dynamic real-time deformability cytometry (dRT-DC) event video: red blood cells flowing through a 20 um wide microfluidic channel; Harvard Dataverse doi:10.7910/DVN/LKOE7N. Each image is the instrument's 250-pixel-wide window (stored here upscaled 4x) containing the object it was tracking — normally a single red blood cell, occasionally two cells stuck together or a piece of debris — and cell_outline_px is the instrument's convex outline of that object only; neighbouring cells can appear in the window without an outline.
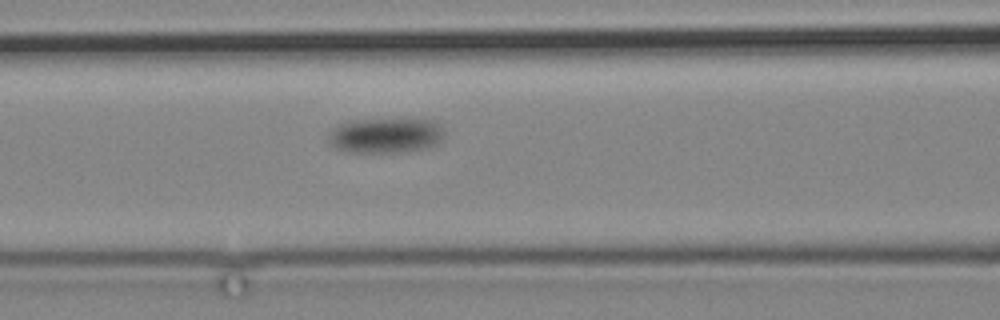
{"species": "common noctule bat (a hibernating species)", "species_latin": "Nyctalus noctula", "temperature_condition": "cold", "stored_images_in_passage": 5, "camera_frame_rate_fps": 3000, "um_per_image_px": 0.085, "animal": {"sex": "male", "body_mass_g": 19.2, "forearm_length_mm": 51.8}, "frame": {"image": 1, "passage_image": 5, "time_ms": 5.667, "image_size_px": [1000, 320], "cell_outline_px": [[444, 140], [440, 144], [408, 152], [348, 152], [336, 148], [328, 144], [328, 136], [332, 128], [348, 120], [404, 116], [432, 120], [440, 124], [444, 132]], "centroid_in_image_um": [32.82, 11.46], "position_along_channel_um": 133.8, "area_um2": 25.14}}